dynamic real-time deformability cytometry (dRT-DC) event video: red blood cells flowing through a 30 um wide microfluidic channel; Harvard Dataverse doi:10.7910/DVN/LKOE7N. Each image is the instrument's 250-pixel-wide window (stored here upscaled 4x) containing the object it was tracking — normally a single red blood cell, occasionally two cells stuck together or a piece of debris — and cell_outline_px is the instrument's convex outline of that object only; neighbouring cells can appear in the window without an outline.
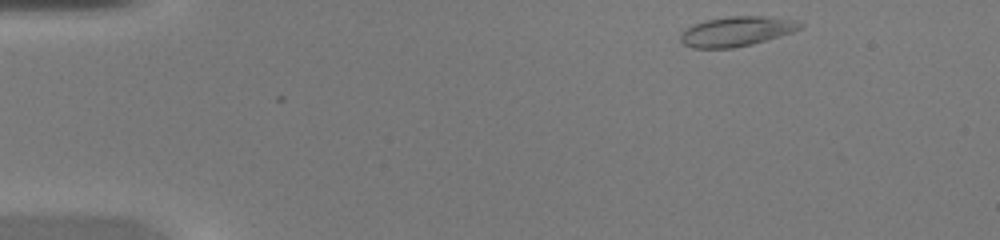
{"species": "common noctule bat (a hibernating species)", "species_latin": "Nyctalus noctula", "temperature_condition": "warm", "stored_images_in_passage": 40, "camera_frame_rate_fps": 3000, "um_per_image_px": 0.085, "animal": {"sex": "female", "body_mass_g": 20.0, "forearm_length_mm": 54.0}, "frame": {"image": 1, "passage_image": 1, "time_ms": 0.0, "image_size_px": [1000, 240], "cell_outline_px": [[804, 28], [780, 36], [752, 44], [732, 48], [692, 48], [684, 44], [680, 40], [680, 32], [696, 24], [708, 20], [728, 16], [760, 16], [796, 20], [804, 24]], "centroid_in_image_um": [62.64, 2.67], "position_along_channel_um": 22.4, "area_um2": 20.63}}
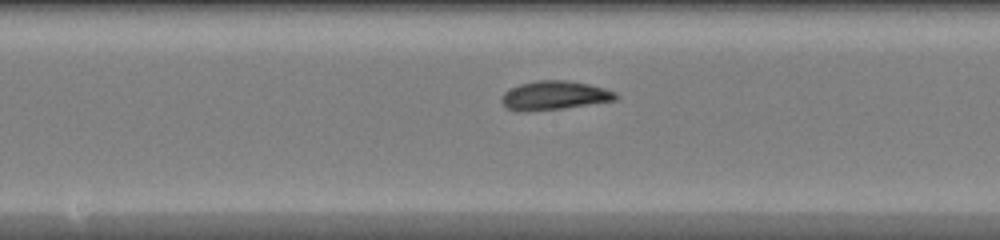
{"frame": {"image": 2, "passage_image": 19, "time_ms": 6.0, "image_size_px": [1000, 240], "cell_outline_px": [[620, 96], [616, 100], [564, 108], [520, 112], [508, 108], [500, 100], [504, 92], [520, 84], [536, 80], [564, 80], [588, 84], [604, 88], [616, 92]], "centroid_in_image_um": [47.14, 8.11], "position_along_channel_um": 201.1, "area_um2": 19.13}}
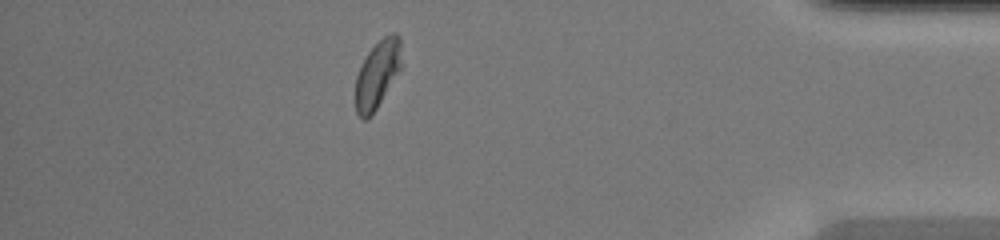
{"frame": {"image": 3, "passage_image": 35, "time_ms": 11.333, "image_size_px": [1000, 240], "cell_outline_px": [[400, 68], [372, 116], [368, 120], [364, 120], [356, 112], [356, 76], [368, 52], [384, 36], [392, 32], [396, 32], [400, 36]], "centroid_in_image_um": [32.06, 6.33], "position_along_channel_um": 403.1, "area_um2": 17.69}}